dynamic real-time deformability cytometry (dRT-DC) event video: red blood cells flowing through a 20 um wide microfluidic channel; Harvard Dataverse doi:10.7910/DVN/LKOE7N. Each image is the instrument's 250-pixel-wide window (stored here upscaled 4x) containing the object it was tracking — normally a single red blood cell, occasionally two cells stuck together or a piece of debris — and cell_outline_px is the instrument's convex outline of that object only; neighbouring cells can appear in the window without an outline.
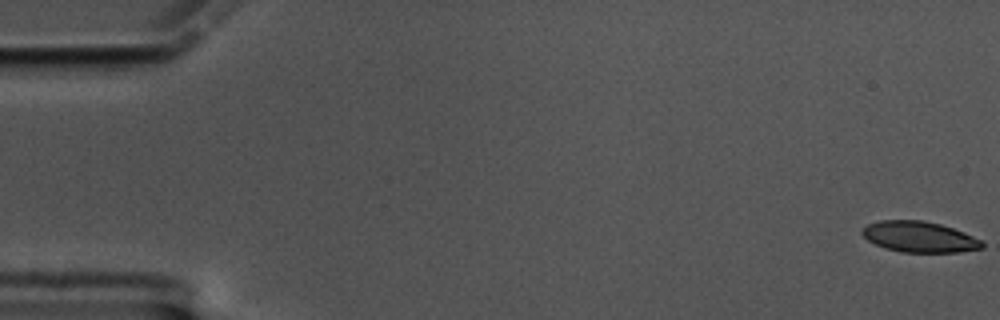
{"species": "common noctule bat (a hibernating species)", "species_latin": "Nyctalus noctula", "temperature_condition": "cold", "stored_images_in_passage": 59, "camera_frame_rate_fps": 3000, "um_per_image_px": 0.085, "animal": {"sex": "male", "body_mass_g": 17.5, "forearm_length_mm": 52.3}, "frame": {"image": 1, "passage_image": 1, "time_ms": 0.0, "image_size_px": [1000, 320], "cell_outline_px": [[984, 248], [960, 252], [900, 252], [884, 248], [868, 240], [860, 232], [868, 224], [880, 220], [924, 220], [940, 224], [964, 232], [980, 240], [984, 244]], "centroid_in_image_um": [78.15, 20.13], "position_along_channel_um": 6.9, "area_um2": 21.5}}
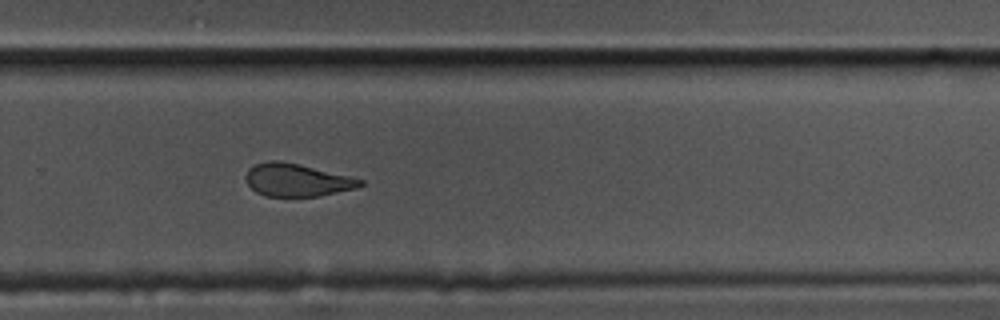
{"frame": {"image": 2, "passage_image": 40, "time_ms": 13.0, "image_size_px": [1000, 320], "cell_outline_px": [[364, 184], [356, 188], [320, 196], [264, 196], [256, 192], [248, 184], [244, 176], [248, 168], [256, 164], [268, 160], [280, 160], [348, 176], [364, 180]], "centroid_in_image_um": [25.2, 15.3], "position_along_channel_um": 304.6, "area_um2": 21.68}}
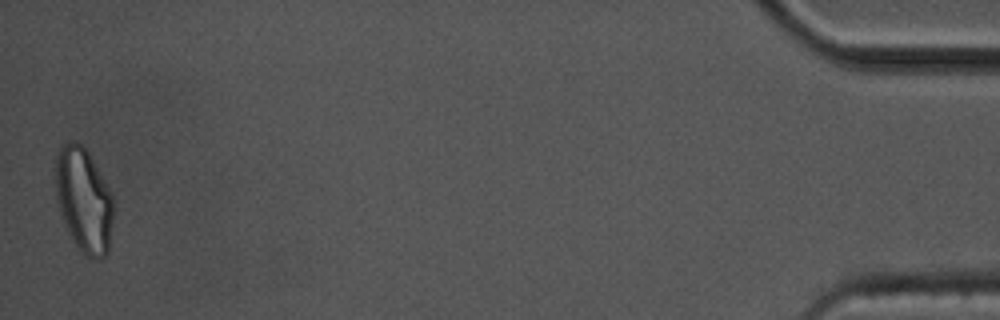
{"frame": {"image": 3, "passage_image": 59, "time_ms": 19.333, "image_size_px": [1000, 320], "cell_outline_px": [[112, 220], [108, 252], [100, 260], [92, 260], [84, 256], [68, 232], [64, 224], [56, 200], [56, 152], [60, 144], [72, 140], [80, 144], [88, 152], [112, 192]], "centroid_in_image_um": [7.11, 17.01], "position_along_channel_um": 428.1, "area_um2": 35.43}, "authors_computed_cell_mechanics": {"area_um2": 23.4668, "velocity_mm_per_s": 3.4116, "shape_relaxation_time_tau1_ms": 8.1666, "shape_relaxation_time_tau2_ms": 2.878, "deformation_change_tau1": 0.1841, "deformation_change_tau2": 0.0974}}